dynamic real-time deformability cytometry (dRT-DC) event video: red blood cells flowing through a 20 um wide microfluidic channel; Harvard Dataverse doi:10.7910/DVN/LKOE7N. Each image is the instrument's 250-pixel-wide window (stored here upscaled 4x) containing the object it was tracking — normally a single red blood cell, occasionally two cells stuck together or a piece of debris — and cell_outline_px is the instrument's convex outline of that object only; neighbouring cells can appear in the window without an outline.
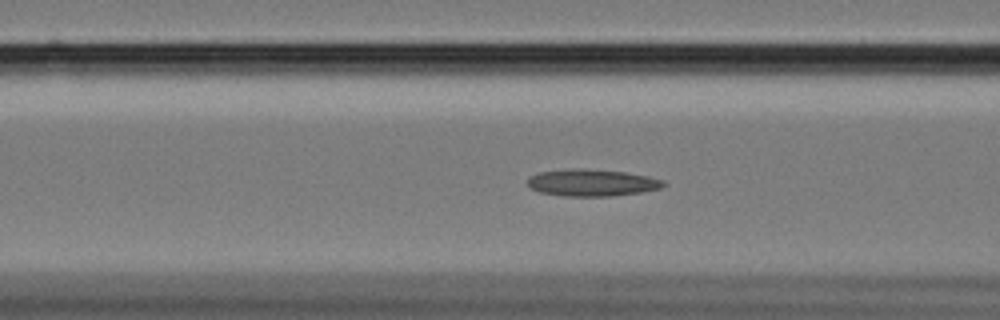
{"species": "Egyptian fruit bat (a non-hibernating species)", "species_latin": "Rousettus aegyptiacus", "temperature_condition": "cold", "stored_images_in_passage": 57, "camera_frame_rate_fps": 3000, "um_per_image_px": 0.085, "animal": {"sex": "female"}, "frame": {"image": 1, "passage_image": 22, "time_ms": 7.0, "image_size_px": [1000, 320], "cell_outline_px": [[668, 184], [660, 188], [640, 192], [612, 196], [564, 196], [540, 192], [528, 188], [528, 176], [540, 172], [568, 168], [580, 168], [624, 172], [648, 176], [664, 180]], "centroid_in_image_um": [50.29, 15.52], "position_along_channel_um": 116.3, "area_um2": 21.44}}
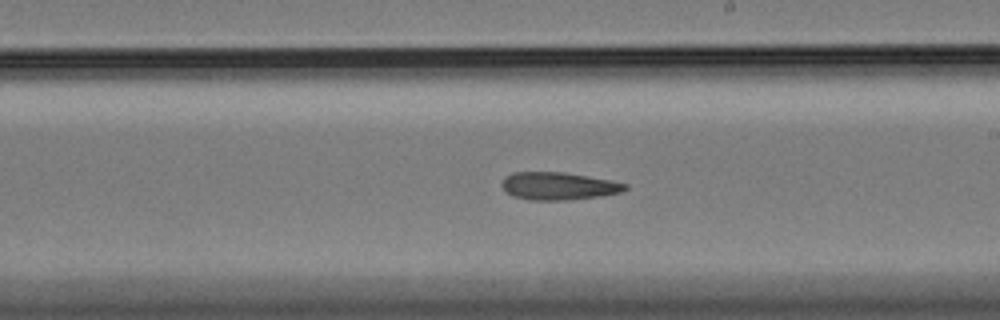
{"frame": {"image": 2, "passage_image": 33, "time_ms": 10.667, "image_size_px": [1000, 320], "cell_outline_px": [[628, 188], [620, 192], [600, 196], [568, 200], [528, 200], [512, 196], [500, 184], [504, 176], [512, 172], [564, 172], [612, 180], [628, 184]], "centroid_in_image_um": [47.46, 15.81], "position_along_channel_um": 241.5, "area_um2": 20.0}}
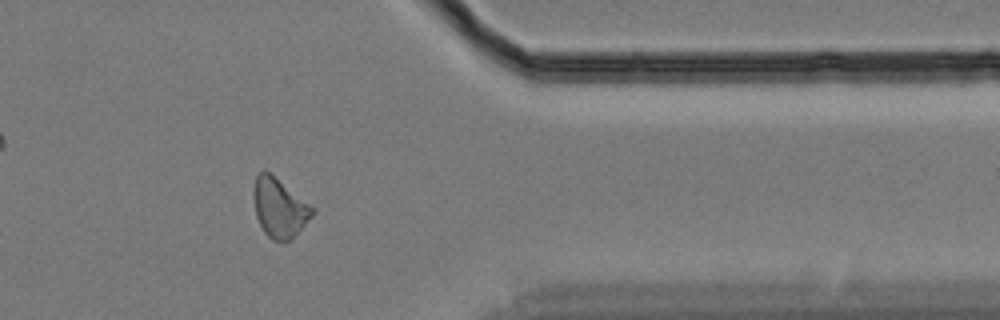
{"frame": {"image": 3, "passage_image": 47, "time_ms": 15.333, "image_size_px": [1000, 320], "cell_outline_px": [[316, 212], [284, 244], [272, 240], [264, 232], [256, 216], [252, 196], [252, 192], [256, 176], [264, 168], [312, 204], [316, 208]], "centroid_in_image_um": [23.74, 17.63], "position_along_channel_um": 387.7, "area_um2": 20.52}}